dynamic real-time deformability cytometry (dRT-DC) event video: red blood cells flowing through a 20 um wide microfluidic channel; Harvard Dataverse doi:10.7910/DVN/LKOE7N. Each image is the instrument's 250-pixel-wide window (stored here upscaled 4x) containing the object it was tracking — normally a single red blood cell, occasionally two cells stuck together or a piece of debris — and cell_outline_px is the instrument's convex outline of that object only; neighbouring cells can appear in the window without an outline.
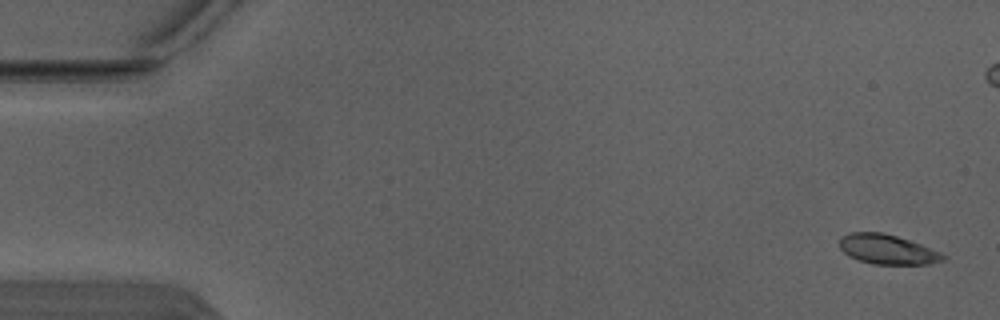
{"species": "Egyptian fruit bat (a non-hibernating species)", "species_latin": "Rousettus aegyptiacus", "temperature_condition": "warm", "stored_images_in_passage": 7, "camera_frame_rate_fps": 3000, "um_per_image_px": 0.085, "animal": {"sex": "male"}, "frame": {"image": 1, "passage_image": 1, "time_ms": 0.0, "image_size_px": [1000, 320], "cell_outline_px": [[948, 256], [944, 260], [928, 264], [876, 264], [860, 260], [844, 252], [840, 248], [840, 236], [848, 232], [880, 232], [896, 236], [920, 244], [940, 252]], "centroid_in_image_um": [75.43, 21.19], "position_along_channel_um": 9.6, "area_um2": 17.69}}
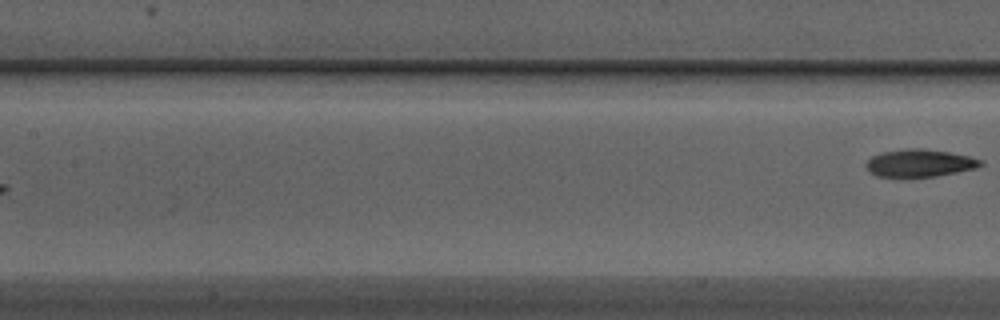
{"frame": {"image": 2, "passage_image": 7, "time_ms": 2.0, "image_size_px": [1000, 320], "cell_outline_px": [[984, 164], [976, 168], [936, 176], [876, 176], [868, 172], [864, 164], [872, 156], [880, 152], [904, 148], [920, 148], [948, 152], [968, 156], [984, 160]], "centroid_in_image_um": [78.14, 13.85], "position_along_channel_um": 129.3, "area_um2": 18.38}}